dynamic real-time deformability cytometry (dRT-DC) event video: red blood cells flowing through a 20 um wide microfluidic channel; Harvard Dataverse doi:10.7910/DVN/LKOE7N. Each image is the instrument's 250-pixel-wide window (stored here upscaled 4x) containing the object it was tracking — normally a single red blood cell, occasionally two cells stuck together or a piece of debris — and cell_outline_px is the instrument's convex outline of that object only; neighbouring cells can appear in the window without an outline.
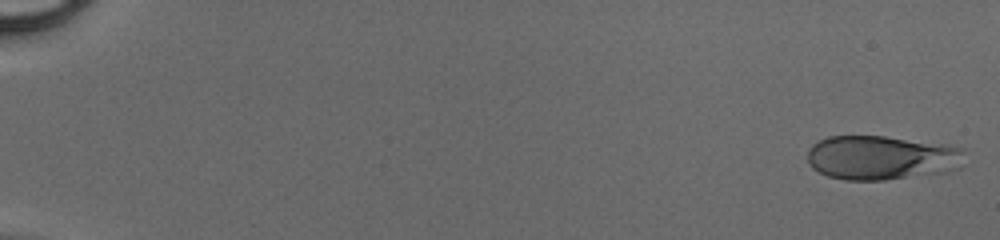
{"species": "human", "species_latin": "Homo sapiens", "temperature_condition": "cold", "stored_images_in_passage": 48, "camera_frame_rate_fps": 3000, "um_per_image_px": 0.085, "donor": {"sex": "male"}, "frame": {"image": 1, "passage_image": 1, "time_ms": 0.0, "image_size_px": [1000, 240], "cell_outline_px": [[964, 152], [960, 168], [948, 172], [884, 180], [844, 180], [828, 176], [812, 168], [808, 164], [808, 148], [812, 144], [828, 136], [884, 136], [948, 144], [964, 148]], "centroid_in_image_um": [74.94, 13.4], "position_along_channel_um": 10.1, "area_um2": 40.98}}
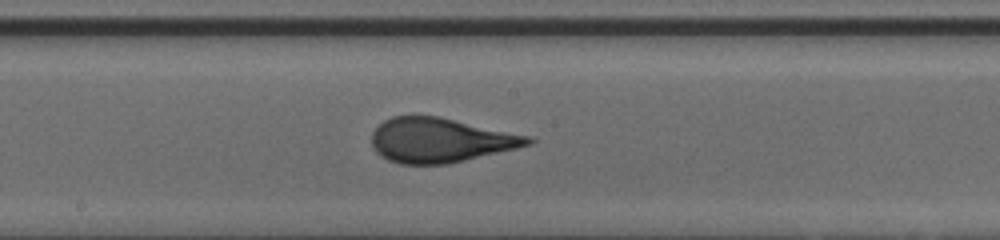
{"frame": {"image": 2, "passage_image": 28, "time_ms": 9.0, "image_size_px": [1000, 240], "cell_outline_px": [[536, 140], [532, 144], [516, 148], [448, 164], [400, 164], [388, 160], [380, 156], [372, 148], [372, 132], [384, 120], [392, 116], [440, 116], [532, 136]], "centroid_in_image_um": [37.44, 11.91], "position_along_channel_um": 210.8, "area_um2": 40.75}}
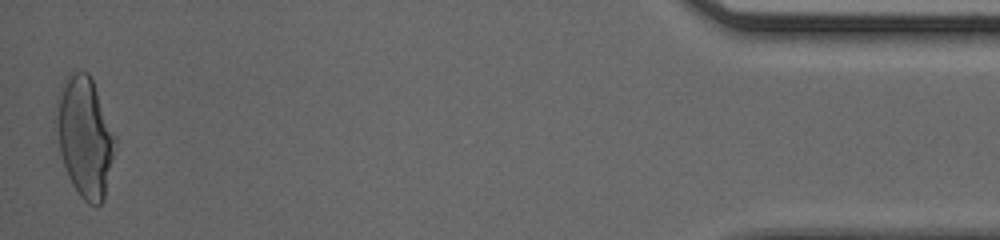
{"frame": {"image": 3, "passage_image": 48, "time_ms": 15.667, "image_size_px": [1000, 240], "cell_outline_px": [[116, 140], [104, 200], [96, 208], [88, 204], [80, 196], [72, 184], [68, 176], [60, 152], [56, 116], [56, 96], [68, 72], [72, 68], [88, 72], [92, 80], [116, 136]], "centroid_in_image_um": [7.2, 11.6], "position_along_channel_um": 428.0, "area_um2": 41.21}}